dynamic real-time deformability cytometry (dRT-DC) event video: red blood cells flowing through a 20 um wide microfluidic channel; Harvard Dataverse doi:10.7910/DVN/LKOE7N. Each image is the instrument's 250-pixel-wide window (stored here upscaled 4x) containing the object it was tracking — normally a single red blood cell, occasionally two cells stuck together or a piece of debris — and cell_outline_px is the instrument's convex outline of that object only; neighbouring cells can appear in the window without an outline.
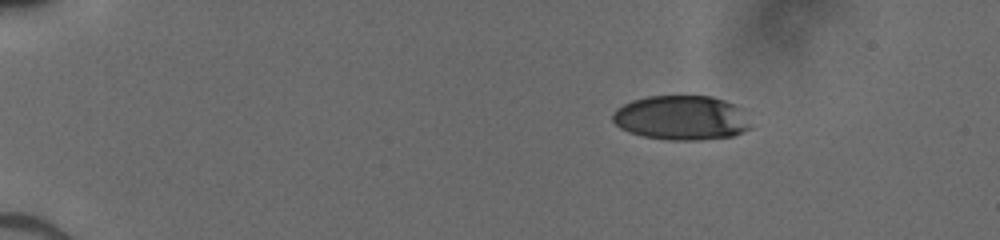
{"species": "human", "species_latin": "Homo sapiens", "temperature_condition": "cold", "stored_images_in_passage": 43, "camera_frame_rate_fps": 3000, "um_per_image_px": 0.085, "donor": {"sex": "male"}, "frame": {"image": 1, "passage_image": 1, "time_ms": 0.0, "image_size_px": [1000, 240], "cell_outline_px": [[748, 128], [732, 136], [696, 140], [672, 140], [644, 136], [628, 132], [620, 128], [612, 120], [612, 112], [616, 108], [632, 100], [648, 96], [712, 96], [724, 100], [732, 104]], "centroid_in_image_um": [57.75, 10.01], "position_along_channel_um": 27.2, "area_um2": 34.8}}
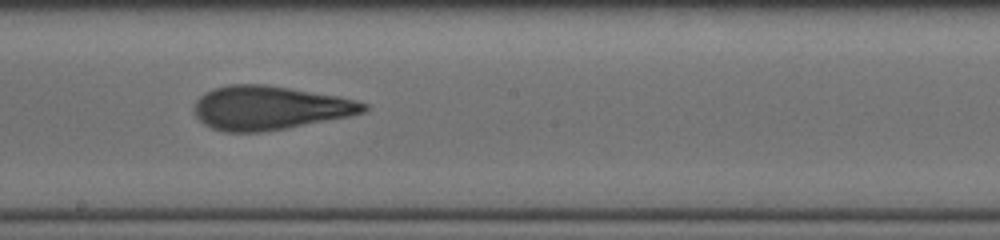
{"frame": {"image": 2, "passage_image": 23, "time_ms": 7.333, "image_size_px": [1000, 240], "cell_outline_px": [[368, 108], [364, 112], [352, 116], [284, 128], [260, 132], [224, 132], [212, 128], [204, 124], [196, 116], [192, 108], [196, 100], [204, 92], [212, 88], [228, 84], [264, 84], [336, 96], [356, 100], [368, 104]], "centroid_in_image_um": [22.87, 9.16], "position_along_channel_um": 225.3, "area_um2": 43.23}}
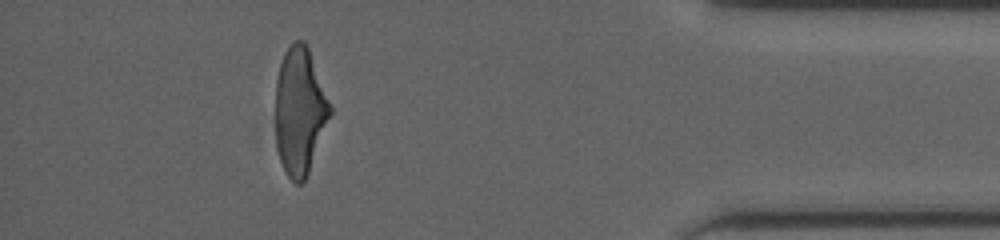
{"frame": {"image": 3, "passage_image": 39, "time_ms": 12.667, "image_size_px": [1000, 240], "cell_outline_px": [[332, 112], [308, 172], [304, 180], [300, 184], [296, 184], [284, 172], [276, 148], [276, 80], [280, 64], [284, 52], [296, 40], [304, 40], [308, 48], [332, 108]], "centroid_in_image_um": [25.46, 9.45], "position_along_channel_um": 409.7, "area_um2": 40.11}}